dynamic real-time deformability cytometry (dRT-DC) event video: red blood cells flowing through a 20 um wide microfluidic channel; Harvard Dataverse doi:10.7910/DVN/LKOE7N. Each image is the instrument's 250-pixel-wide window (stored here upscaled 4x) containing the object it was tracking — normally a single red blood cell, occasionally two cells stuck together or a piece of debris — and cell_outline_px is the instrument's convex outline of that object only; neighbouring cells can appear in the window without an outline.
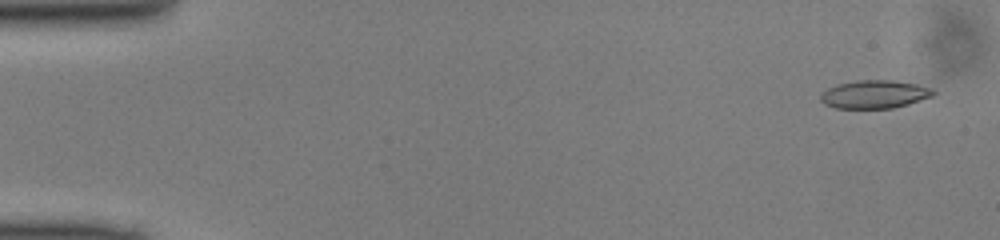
{"species": "common noctule bat (a hibernating species)", "species_latin": "Nyctalus noctula", "temperature_condition": "cold", "stored_images_in_passage": 49, "camera_frame_rate_fps": 3000, "um_per_image_px": 0.085, "animal": {"sex": "male", "body_mass_g": 13.0, "forearm_length_mm": 53.1}, "frame": {"image": 1, "passage_image": 2, "time_ms": 0.333, "image_size_px": [1000, 240], "cell_outline_px": [[936, 92], [932, 96], [908, 104], [892, 108], [836, 108], [824, 104], [820, 100], [820, 92], [836, 84], [856, 80], [892, 80], [916, 84], [932, 88]], "centroid_in_image_um": [74.3, 8.01], "position_along_channel_um": 10.7, "area_um2": 18.55}}
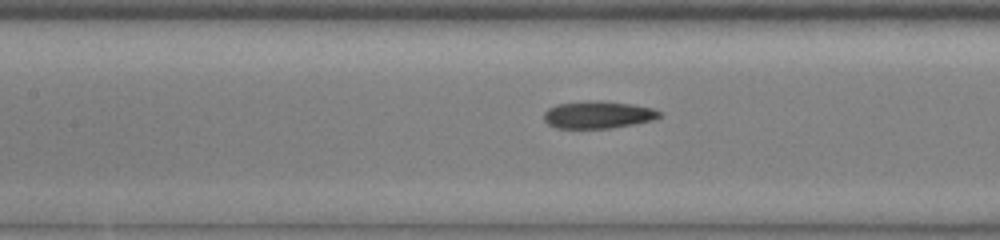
{"frame": {"image": 2, "passage_image": 22, "time_ms": 7.0, "image_size_px": [1000, 240], "cell_outline_px": [[660, 116], [652, 120], [632, 124], [608, 128], [556, 128], [548, 124], [544, 120], [544, 112], [548, 108], [556, 104], [600, 100], [632, 104], [652, 108], [660, 112]], "centroid_in_image_um": [50.79, 9.75], "position_along_channel_um": 156.6, "area_um2": 18.21}}
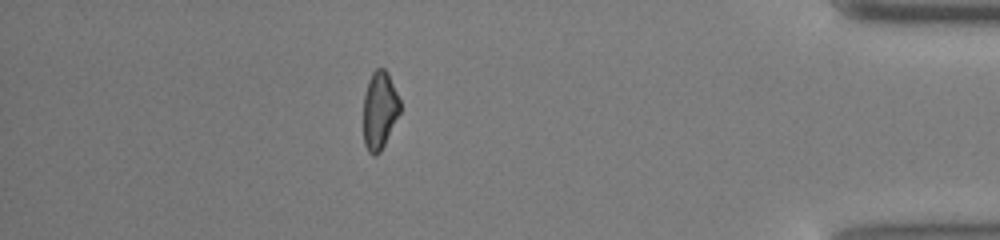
{"frame": {"image": 3, "passage_image": 43, "time_ms": 14.0, "image_size_px": [1000, 240], "cell_outline_px": [[400, 112], [380, 152], [376, 156], [372, 156], [368, 152], [364, 144], [364, 96], [368, 80], [372, 72], [376, 68], [384, 68], [388, 72], [400, 100]], "centroid_in_image_um": [32.26, 9.37], "position_along_channel_um": 402.9, "area_um2": 16.59}}